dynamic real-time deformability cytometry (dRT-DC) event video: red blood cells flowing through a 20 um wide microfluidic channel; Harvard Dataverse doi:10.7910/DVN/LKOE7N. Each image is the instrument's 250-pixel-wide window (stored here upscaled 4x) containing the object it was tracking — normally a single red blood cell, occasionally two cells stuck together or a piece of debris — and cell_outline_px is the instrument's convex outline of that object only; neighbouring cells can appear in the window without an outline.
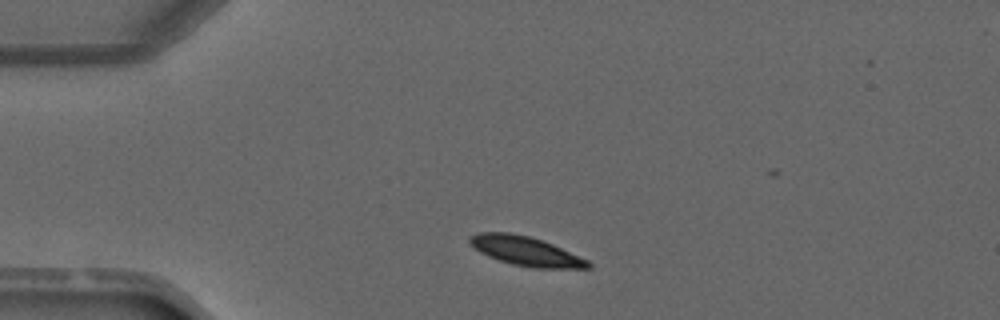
{"species": "common noctule bat (a hibernating species)", "species_latin": "Nyctalus noctula", "temperature_condition": "warm", "stored_images_in_passage": 3, "camera_frame_rate_fps": 3000, "um_per_image_px": 0.085, "animal": {"sex": "male", "forearm_length_mm": 52.5}, "frame": {"image": 1, "passage_image": 1, "time_ms": 0.0, "image_size_px": [1000, 320], "cell_outline_px": [[592, 268], [532, 268], [512, 264], [488, 256], [480, 252], [468, 240], [468, 236], [480, 232], [508, 232], [528, 236], [552, 244], [588, 260], [592, 264]], "centroid_in_image_um": [44.69, 21.35], "position_along_channel_um": 40.3, "area_um2": 19.94}}
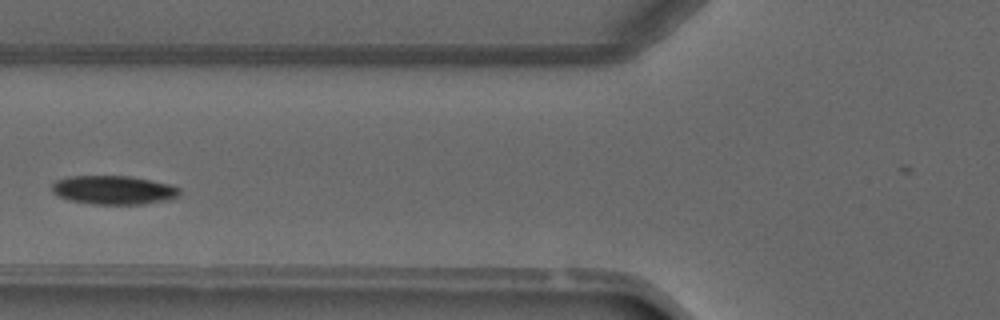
{"frame": {"image": 2, "passage_image": 3, "time_ms": 2.333, "image_size_px": [1000, 320], "cell_outline_px": [[180, 196], [172, 200], [140, 204], [92, 204], [72, 200], [60, 196], [52, 192], [52, 184], [56, 180], [68, 176], [128, 176], [152, 180], [172, 184], [180, 188]], "centroid_in_image_um": [9.72, 16.15], "position_along_channel_um": 116.1, "area_um2": 21.56}}